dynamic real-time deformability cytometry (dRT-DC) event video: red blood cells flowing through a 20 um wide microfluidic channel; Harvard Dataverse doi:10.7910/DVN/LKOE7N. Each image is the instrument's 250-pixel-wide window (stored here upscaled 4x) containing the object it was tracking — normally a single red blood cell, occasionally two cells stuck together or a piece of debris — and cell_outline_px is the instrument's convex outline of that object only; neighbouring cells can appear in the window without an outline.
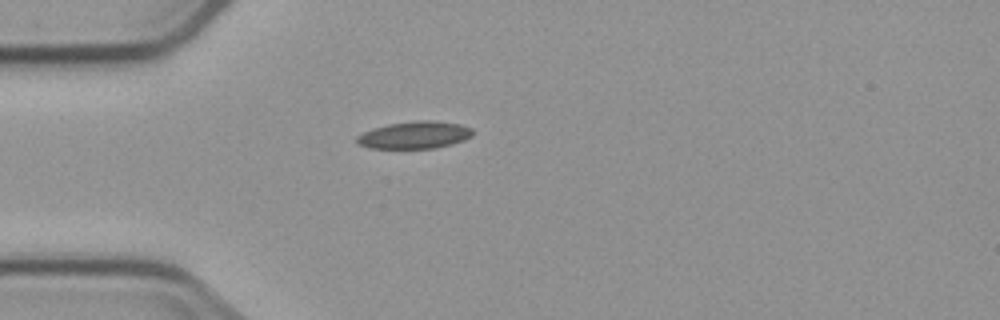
{"species": "common noctule bat (a hibernating species)", "species_latin": "Nyctalus noctula", "temperature_condition": "cold", "stored_images_in_passage": 3, "camera_frame_rate_fps": 3000, "um_per_image_px": 0.085, "animal": {"sex": "male", "body_mass_g": 23.1, "forearm_length_mm": 52.7}, "frame": {"image": 1, "passage_image": 1, "time_ms": 0.0, "image_size_px": [1000, 320], "cell_outline_px": [[472, 136], [464, 140], [452, 144], [436, 148], [368, 148], [360, 144], [356, 140], [356, 136], [372, 128], [388, 124], [416, 120], [436, 120], [460, 124], [472, 128]], "centroid_in_image_um": [35.26, 11.47], "position_along_channel_um": 49.7, "area_um2": 18.5}}
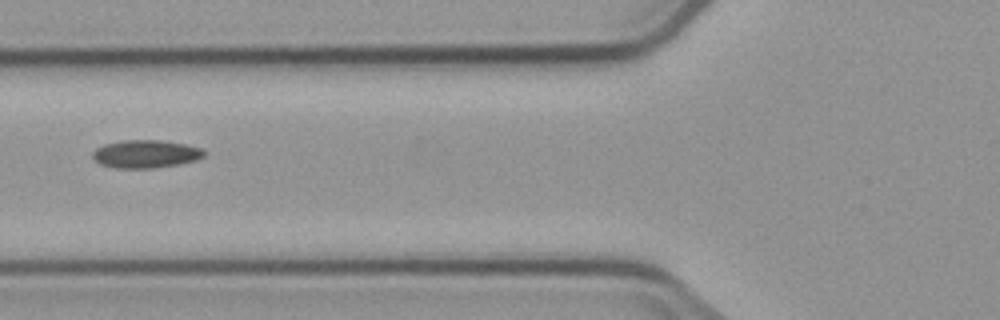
{"frame": {"image": 2, "passage_image": 3, "time_ms": 2.0, "image_size_px": [1000, 320], "cell_outline_px": [[204, 156], [196, 160], [180, 164], [156, 168], [116, 168], [100, 164], [92, 156], [92, 152], [96, 148], [104, 144], [124, 140], [160, 140], [184, 144], [200, 148], [204, 152]], "centroid_in_image_um": [12.36, 13.09], "position_along_channel_um": 113.4, "area_um2": 18.09}}